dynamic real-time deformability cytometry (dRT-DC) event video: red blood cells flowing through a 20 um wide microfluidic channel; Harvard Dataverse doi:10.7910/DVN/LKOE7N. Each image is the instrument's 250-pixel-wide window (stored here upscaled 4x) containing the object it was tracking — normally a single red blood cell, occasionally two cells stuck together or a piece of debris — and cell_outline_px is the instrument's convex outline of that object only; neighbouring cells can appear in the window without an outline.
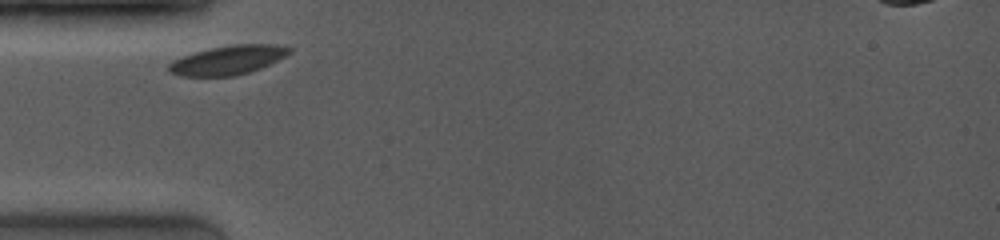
{"species": "common noctule bat (a hibernating species)", "species_latin": "Nyctalus noctula", "temperature_condition": "room temperature", "stored_images_in_passage": 13, "camera_frame_rate_fps": 4000, "um_per_image_px": 0.085, "animal": {"sex": "female", "body_mass_g": 19.0, "forearm_length_mm": 53.3}, "frame": {"image": 1, "passage_image": 1, "time_ms": 0.0, "image_size_px": [1000, 240], "cell_outline_px": [[292, 52], [260, 68], [236, 76], [180, 76], [168, 72], [168, 64], [172, 60], [196, 52], [212, 48], [232, 44], [276, 44], [292, 48]], "centroid_in_image_um": [19.35, 5.11], "position_along_channel_um": 65.6, "area_um2": 20.29}}
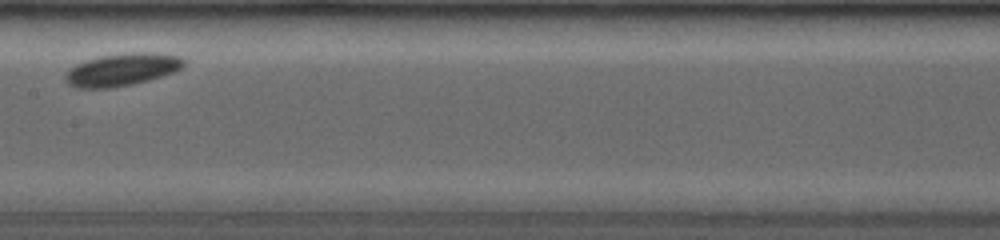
{"frame": {"image": 2, "passage_image": 8, "time_ms": 3.5, "image_size_px": [1000, 240], "cell_outline_px": [[184, 64], [180, 68], [172, 72], [148, 80], [132, 84], [112, 88], [76, 88], [68, 84], [64, 80], [64, 76], [76, 64], [84, 60], [100, 56], [128, 52], [156, 52], [180, 56], [184, 60]], "centroid_in_image_um": [10.34, 5.91], "position_along_channel_um": 197.1, "area_um2": 22.43}}
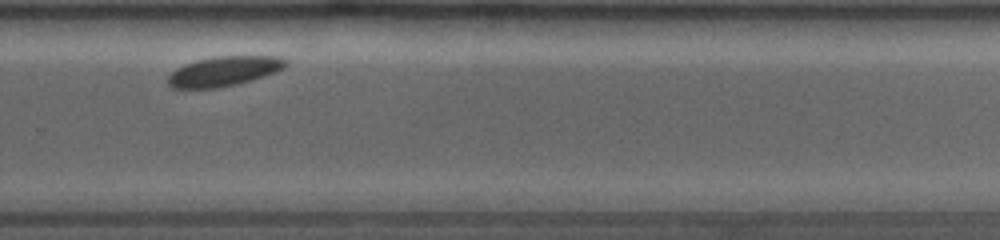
{"frame": {"image": 3, "passage_image": 12, "time_ms": 6.5, "image_size_px": [1000, 240], "cell_outline_px": [[288, 64], [284, 68], [276, 72], [252, 80], [236, 84], [216, 88], [172, 88], [168, 84], [168, 76], [176, 68], [184, 64], [196, 60], [216, 56], [280, 56], [288, 60]], "centroid_in_image_um": [19.06, 6.04], "position_along_channel_um": 310.7, "area_um2": 20.52}}